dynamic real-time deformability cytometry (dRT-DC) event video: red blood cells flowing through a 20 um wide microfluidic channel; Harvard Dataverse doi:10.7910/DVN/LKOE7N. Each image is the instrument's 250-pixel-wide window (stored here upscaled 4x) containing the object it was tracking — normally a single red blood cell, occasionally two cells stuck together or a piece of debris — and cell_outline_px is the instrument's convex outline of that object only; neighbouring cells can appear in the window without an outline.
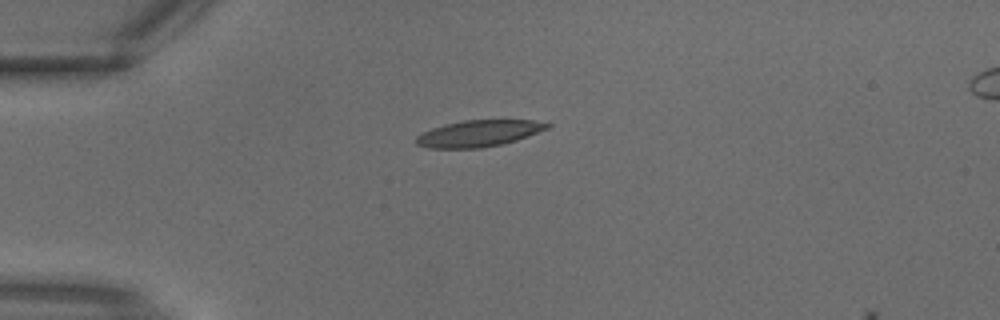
{"species": "common noctule bat (a hibernating species)", "species_latin": "Nyctalus noctula", "temperature_condition": "warm", "stored_images_in_passage": 2, "camera_frame_rate_fps": 3000, "um_per_image_px": 0.085, "animal": {"sex": "male", "body_mass_g": 18.8}, "frame": {"image": 1, "passage_image": 1, "time_ms": 0.0, "image_size_px": [1000, 320], "cell_outline_px": [[552, 124], [548, 128], [528, 136], [516, 140], [500, 144], [480, 148], [428, 148], [416, 144], [416, 136], [432, 128], [444, 124], [464, 120], [536, 120]], "centroid_in_image_um": [40.69, 11.33], "position_along_channel_um": 44.3, "area_um2": 20.11}}